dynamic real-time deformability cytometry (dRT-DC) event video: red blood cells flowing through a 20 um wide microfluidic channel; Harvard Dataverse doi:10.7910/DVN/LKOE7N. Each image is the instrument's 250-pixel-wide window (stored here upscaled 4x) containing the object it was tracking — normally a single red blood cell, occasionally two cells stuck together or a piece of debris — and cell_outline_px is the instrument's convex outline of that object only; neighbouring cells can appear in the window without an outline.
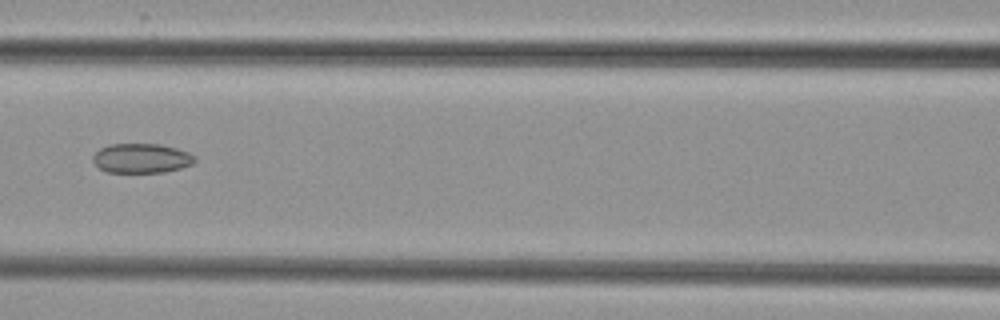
{"species": "common noctule bat (a hibernating species)", "species_latin": "Nyctalus noctula", "temperature_condition": "cold", "stored_images_in_passage": 7, "camera_frame_rate_fps": 3000, "um_per_image_px": 0.085, "animal": {"sex": "female", "body_mass_g": 29.2, "forearm_length_mm": 56.3}, "frame": {"image": 1, "passage_image": 6, "time_ms": 6.667, "image_size_px": [1000, 320], "cell_outline_px": [[196, 160], [192, 164], [180, 168], [164, 172], [104, 172], [92, 160], [92, 156], [100, 148], [108, 144], [160, 144], [176, 148], [188, 152], [196, 156]], "centroid_in_image_um": [12.02, 13.45], "position_along_channel_um": 154.6, "area_um2": 17.57}}
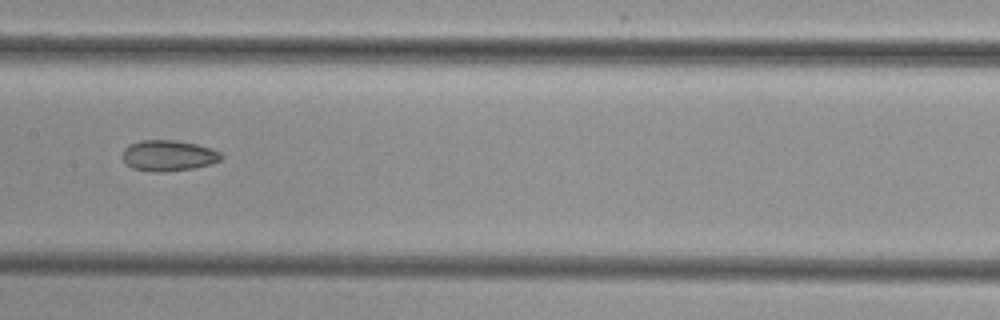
{"frame": {"image": 2, "passage_image": 7, "time_ms": 7.667, "image_size_px": [1000, 320], "cell_outline_px": [[224, 156], [220, 160], [212, 164], [192, 168], [164, 172], [152, 172], [132, 168], [120, 156], [124, 148], [128, 144], [140, 140], [176, 140], [196, 144], [212, 148], [220, 152]], "centroid_in_image_um": [14.3, 13.22], "position_along_channel_um": 193.1, "area_um2": 17.98}}